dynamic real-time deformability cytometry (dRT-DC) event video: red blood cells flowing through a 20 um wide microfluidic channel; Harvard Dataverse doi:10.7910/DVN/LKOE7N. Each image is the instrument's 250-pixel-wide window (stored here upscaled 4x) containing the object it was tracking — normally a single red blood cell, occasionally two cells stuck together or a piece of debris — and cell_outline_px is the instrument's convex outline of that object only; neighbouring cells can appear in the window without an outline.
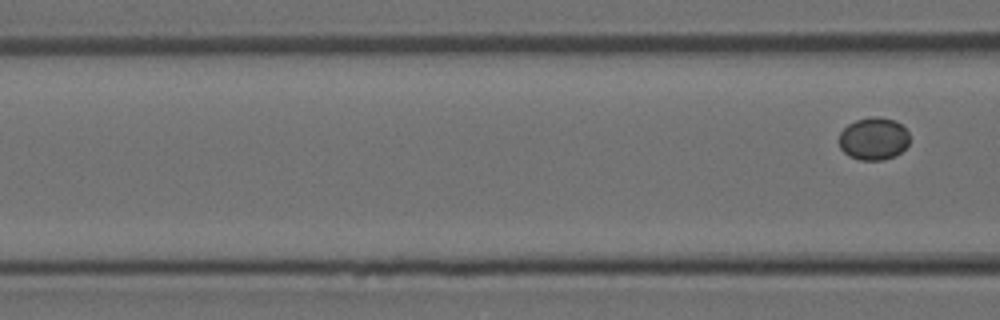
{"species": "Egyptian fruit bat (a non-hibernating species)", "species_latin": "Rousettus aegyptiacus", "temperature_condition": "room temperature", "stored_images_in_passage": 9, "segment_of_instrument_passage": [2, 2], "camera_frame_rate_fps": 3000, "um_per_image_px": 0.085, "animal": {"sex": "female"}, "frame": {"image": 1, "passage_image": 9, "time_ms": 2.667, "image_size_px": [1000, 320], "cell_outline_px": [[908, 144], [896, 156], [884, 160], [860, 160], [848, 156], [840, 148], [836, 140], [840, 132], [848, 124], [856, 120], [872, 116], [876, 116], [896, 120], [908, 132]], "centroid_in_image_um": [74.21, 11.79], "position_along_channel_um": 92.4, "area_um2": 17.74}}